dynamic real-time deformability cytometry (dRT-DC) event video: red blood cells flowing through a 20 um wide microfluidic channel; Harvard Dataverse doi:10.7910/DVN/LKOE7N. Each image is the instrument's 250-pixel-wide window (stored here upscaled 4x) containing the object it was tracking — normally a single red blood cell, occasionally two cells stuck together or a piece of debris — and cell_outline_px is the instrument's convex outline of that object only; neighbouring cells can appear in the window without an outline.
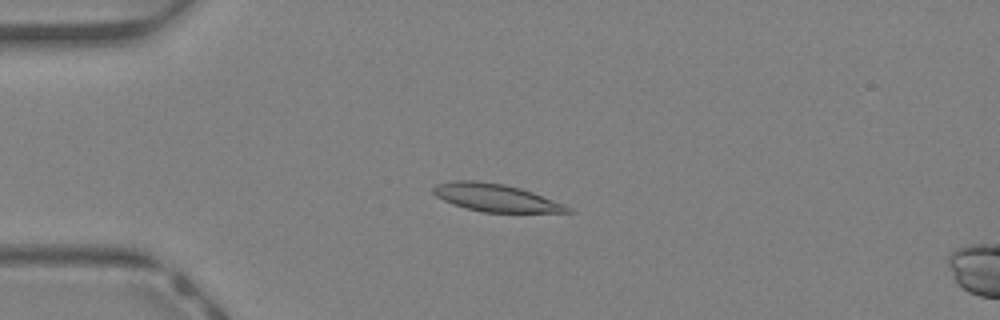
{"species": "Egyptian fruit bat (a non-hibernating species)", "species_latin": "Rousettus aegyptiacus", "temperature_condition": "warm", "stored_images_in_passage": 43, "camera_frame_rate_fps": 3000, "um_per_image_px": 0.085, "animal": {"sex": "female"}, "frame": {"image": 1, "passage_image": 11, "time_ms": 3.333, "image_size_px": [1000, 320], "cell_outline_px": [[572, 212], [484, 212], [452, 204], [436, 196], [432, 192], [432, 188], [436, 184], [452, 180], [476, 180], [504, 184], [520, 188], [532, 192], [564, 204], [572, 208]], "centroid_in_image_um": [42.1, 16.79], "position_along_channel_um": 42.9, "area_um2": 21.5}}
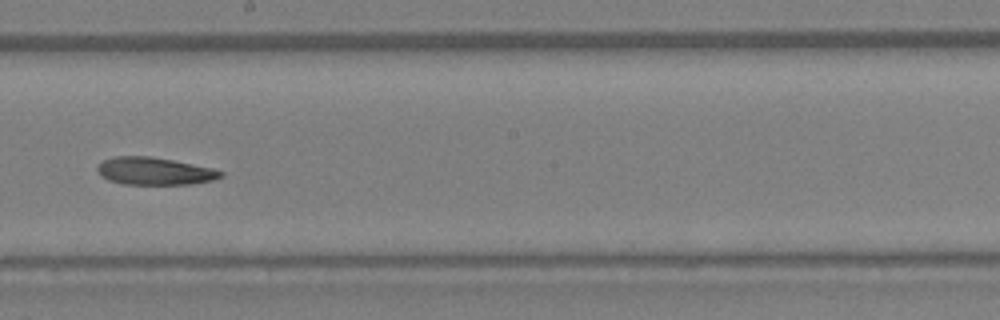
{"frame": {"image": 2, "passage_image": 25, "time_ms": 8.0, "image_size_px": [1000, 320], "cell_outline_px": [[224, 176], [212, 180], [188, 184], [124, 184], [108, 180], [100, 176], [96, 168], [104, 160], [112, 156], [148, 156], [172, 160], [212, 168], [224, 172]], "centroid_in_image_um": [13.11, 14.54], "position_along_channel_um": 235.1, "area_um2": 19.65}}
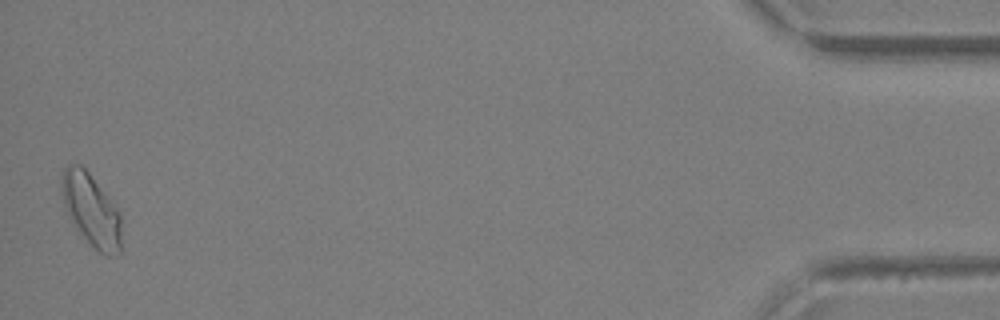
{"frame": {"image": 3, "passage_image": 43, "time_ms": 14.0, "image_size_px": [1000, 320], "cell_outline_px": [[120, 252], [112, 256], [104, 256], [76, 228], [68, 216], [64, 204], [60, 188], [60, 176], [64, 168], [68, 164], [80, 164], [88, 172], [120, 212]], "centroid_in_image_um": [7.72, 17.82], "position_along_channel_um": 427.5, "area_um2": 24.91}, "authors_computed_cell_mechanics": {"area_um2": 21.2126, "velocity_mm_per_s": 4.7292, "shape_relaxation_time_tau1_ms": 7.5603, "shape_relaxation_time_tau2_ms": null, "deformation_change_tau1": 0.1972, "deformation_change_tau2": null}}